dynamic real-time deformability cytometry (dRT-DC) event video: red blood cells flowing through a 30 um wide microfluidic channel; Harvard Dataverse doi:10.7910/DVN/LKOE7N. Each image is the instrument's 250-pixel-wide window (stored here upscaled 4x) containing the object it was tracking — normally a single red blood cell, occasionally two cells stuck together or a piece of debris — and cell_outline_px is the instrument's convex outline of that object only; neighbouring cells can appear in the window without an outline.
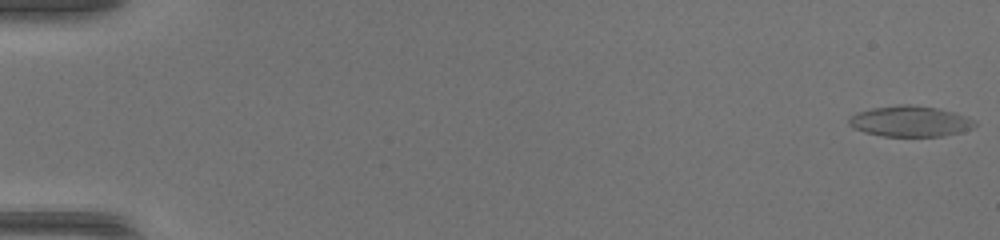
{"species": "common noctule bat (a hibernating species)", "species_latin": "Nyctalus noctula", "temperature_condition": "warm", "stored_images_in_passage": 50, "camera_frame_rate_fps": 3000, "um_per_image_px": 0.085, "animal": {"sex": "female", "body_mass_g": 17.0, "forearm_length_mm": 48.0}, "frame": {"image": 1, "passage_image": 1, "time_ms": 0.0, "image_size_px": [1000, 240], "cell_outline_px": [[976, 124], [972, 128], [960, 132], [944, 136], [884, 136], [864, 132], [852, 128], [848, 124], [848, 120], [856, 112], [872, 108], [900, 104], [912, 104], [936, 108], [956, 112], [976, 120]], "centroid_in_image_um": [77.37, 10.3], "position_along_channel_um": 7.6, "area_um2": 22.72}}
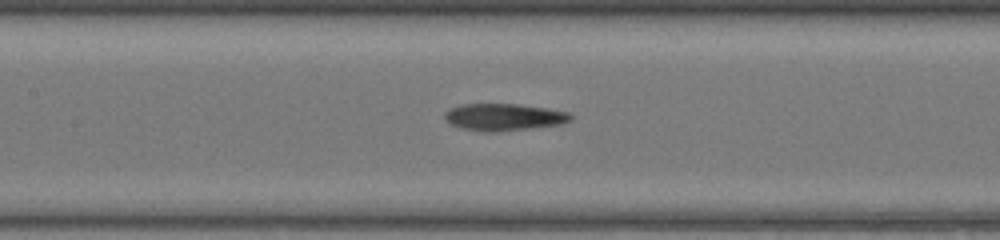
{"frame": {"image": 2, "passage_image": 25, "time_ms": 8.0, "image_size_px": [1000, 240], "cell_outline_px": [[572, 120], [564, 124], [532, 128], [496, 132], [484, 132], [460, 128], [452, 124], [444, 116], [444, 112], [448, 108], [460, 104], [520, 104], [568, 112], [572, 116]], "centroid_in_image_um": [42.82, 9.95], "position_along_channel_um": 164.6, "area_um2": 20.0}}
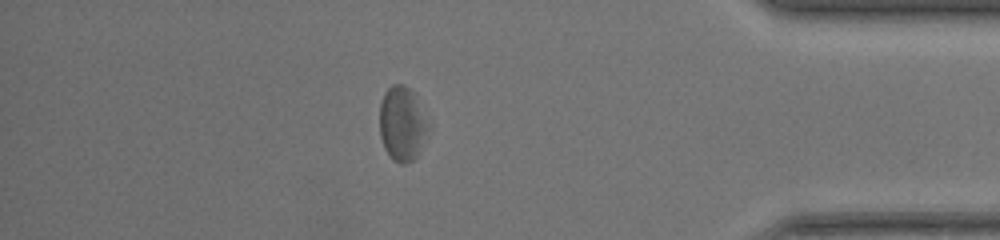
{"frame": {"image": 3, "passage_image": 44, "time_ms": 14.333, "image_size_px": [1000, 240], "cell_outline_px": [[428, 124], [416, 156], [412, 160], [404, 164], [400, 164], [392, 160], [384, 148], [380, 136], [380, 104], [384, 92], [392, 84], [404, 84], [412, 92]], "centroid_in_image_um": [34.11, 10.52], "position_along_channel_um": 401.1, "area_um2": 20.4}, "authors_computed_cell_mechanics": {"area_um2": 20.9236, "velocity_mm_per_s": 4.2453, "shape_relaxation_time_tau1_ms": 3.8658, "shape_relaxation_time_tau2_ms": 3.7822, "deformation_change_tau1": 0.1402, "deformation_change_tau2": 0.1526}}